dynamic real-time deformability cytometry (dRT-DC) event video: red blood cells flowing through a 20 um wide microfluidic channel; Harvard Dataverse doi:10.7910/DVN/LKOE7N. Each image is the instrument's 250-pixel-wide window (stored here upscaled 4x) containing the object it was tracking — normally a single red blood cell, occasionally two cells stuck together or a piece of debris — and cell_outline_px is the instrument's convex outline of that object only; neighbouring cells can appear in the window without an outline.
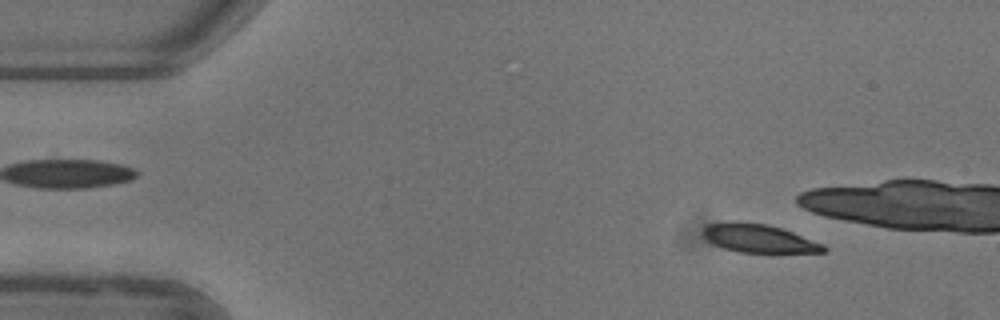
{"species": "common noctule bat (a hibernating species)", "species_latin": "Nyctalus noctula", "temperature_condition": "warm", "stored_images_in_passage": 22, "camera_frame_rate_fps": 3000, "um_per_image_px": 0.085, "animal": {"sex": "female"}, "frame": {"image": 1, "passage_image": 6, "time_ms": 1.667, "image_size_px": [1000, 320], "cell_outline_px": [[828, 252], [740, 252], [724, 248], [712, 244], [700, 232], [708, 224], [768, 224], [792, 232], [824, 244], [828, 248]], "centroid_in_image_um": [64.56, 20.31], "position_along_channel_um": 20.4, "area_um2": 19.13}}
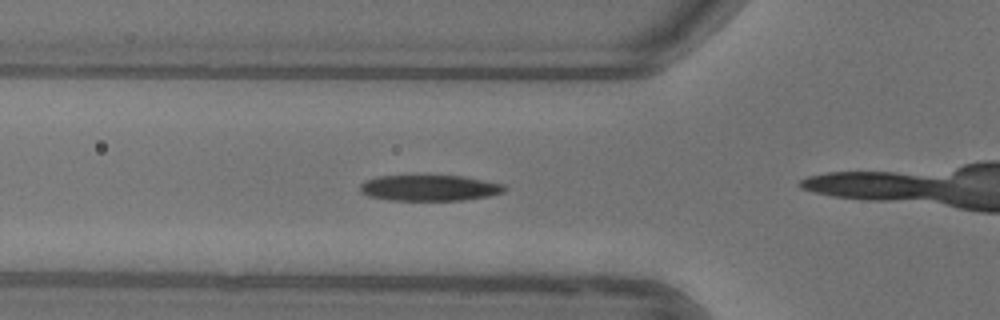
{"frame": {"image": 2, "passage_image": 18, "time_ms": 5.667, "image_size_px": [1000, 320], "cell_outline_px": [[508, 188], [504, 192], [488, 196], [464, 200], [388, 200], [368, 196], [360, 192], [360, 184], [376, 176], [464, 176], [504, 184]], "centroid_in_image_um": [36.53, 15.98], "position_along_channel_um": 89.3, "area_um2": 21.79}}
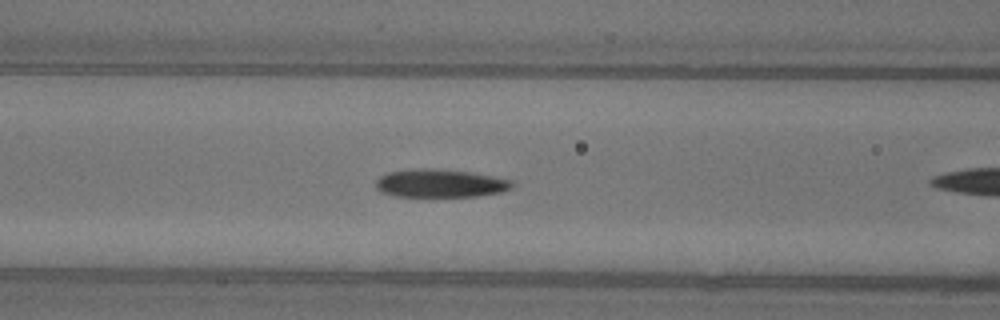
{"frame": {"image": 3, "passage_image": 21, "time_ms": 6.667, "image_size_px": [1000, 320], "cell_outline_px": [[516, 184], [512, 188], [500, 192], [476, 196], [396, 196], [380, 192], [376, 188], [376, 180], [380, 176], [388, 172], [420, 168], [428, 168], [468, 172], [492, 176], [512, 180]], "centroid_in_image_um": [37.41, 15.58], "position_along_channel_um": 129.2, "area_um2": 22.2}}